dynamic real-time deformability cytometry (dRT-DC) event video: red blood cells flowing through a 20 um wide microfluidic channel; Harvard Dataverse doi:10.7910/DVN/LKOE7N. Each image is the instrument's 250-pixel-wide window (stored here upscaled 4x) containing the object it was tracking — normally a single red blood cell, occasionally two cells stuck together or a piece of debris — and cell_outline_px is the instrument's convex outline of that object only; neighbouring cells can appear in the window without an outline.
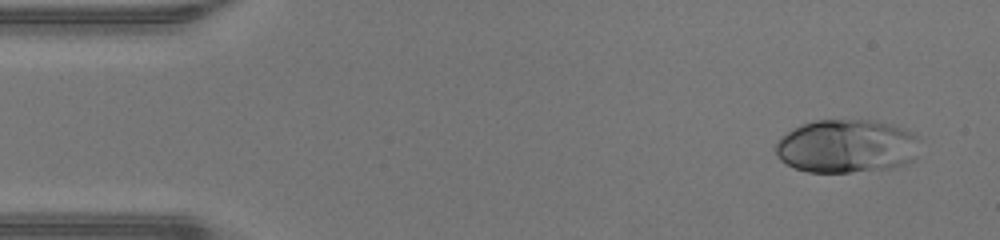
{"species": "human", "species_latin": "Homo sapiens", "temperature_condition": "warm", "stored_images_in_passage": 45, "camera_frame_rate_fps": 3000, "um_per_image_px": 0.085, "donor": {"sex": "male"}, "frame": {"image": 1, "passage_image": 1, "time_ms": 0.0, "image_size_px": [1000, 240], "cell_outline_px": [[916, 160], [892, 168], [852, 172], [808, 172], [796, 168], [780, 160], [776, 152], [776, 144], [788, 132], [804, 124], [816, 120], [872, 120], [888, 124], [912, 132], [916, 136]], "centroid_in_image_um": [71.97, 12.44], "position_along_channel_um": 13.0, "area_um2": 44.39}}
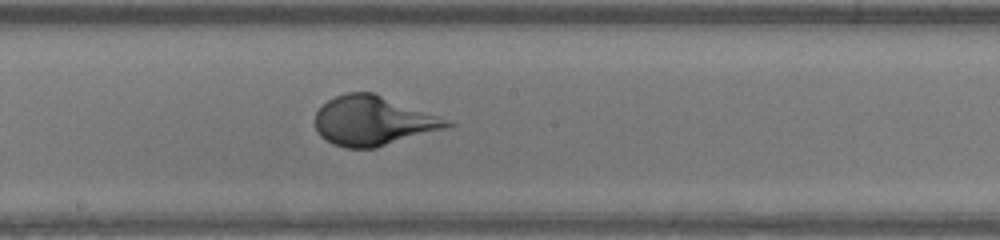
{"frame": {"image": 2, "passage_image": 23, "time_ms": 7.333, "image_size_px": [1000, 240], "cell_outline_px": [[456, 124], [448, 128], [376, 148], [344, 148], [332, 144], [320, 136], [316, 132], [316, 112], [328, 100], [336, 96], [348, 92], [372, 92], [436, 116]], "centroid_in_image_um": [31.68, 10.3], "position_along_channel_um": 216.5, "area_um2": 37.57}}
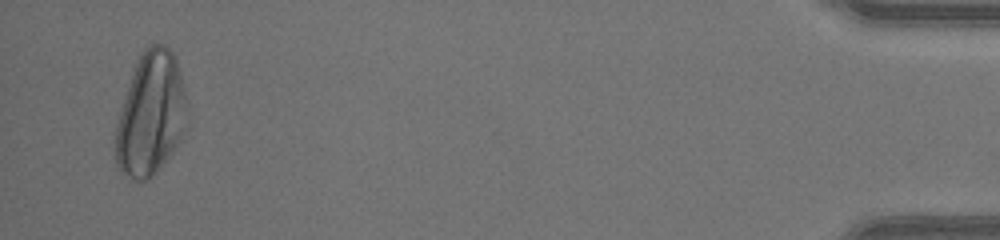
{"frame": {"image": 3, "passage_image": 44, "time_ms": 14.333, "image_size_px": [1000, 240], "cell_outline_px": [[188, 124], [180, 140], [172, 152], [156, 172], [148, 180], [128, 180], [124, 176], [116, 164], [112, 148], [116, 124], [136, 60], [140, 52], [148, 44], [164, 44], [176, 56], [188, 104]], "centroid_in_image_um": [12.8, 9.71], "position_along_channel_um": 422.4, "area_um2": 52.48}}